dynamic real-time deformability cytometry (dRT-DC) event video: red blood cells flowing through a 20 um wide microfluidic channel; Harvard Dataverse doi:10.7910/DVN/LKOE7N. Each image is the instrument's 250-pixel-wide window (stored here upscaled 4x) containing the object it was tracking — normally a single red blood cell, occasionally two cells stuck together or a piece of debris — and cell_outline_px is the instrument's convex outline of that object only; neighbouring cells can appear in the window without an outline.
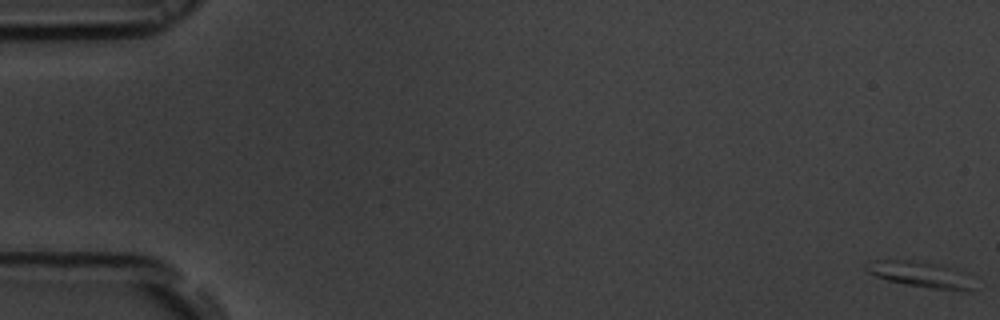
{"species": "common noctule bat (a hibernating species)", "species_latin": "Nyctalus noctula", "temperature_condition": "room temperature", "stored_images_in_passage": 52, "camera_frame_rate_fps": 3000, "um_per_image_px": 0.085, "animal": {"sex": "male", "body_mass_g": 19.5, "forearm_length_mm": 54.6}, "frame": {"image": 1, "passage_image": 1, "time_ms": 0.0, "image_size_px": [1000, 320], "cell_outline_px": [[972, 288], [932, 288], [908, 284], [888, 280], [876, 276], [868, 272], [864, 268], [864, 264], [876, 260], [916, 260], [948, 268]], "centroid_in_image_um": [77.84, 23.26], "position_along_channel_um": 7.2, "area_um2": 14.22}}
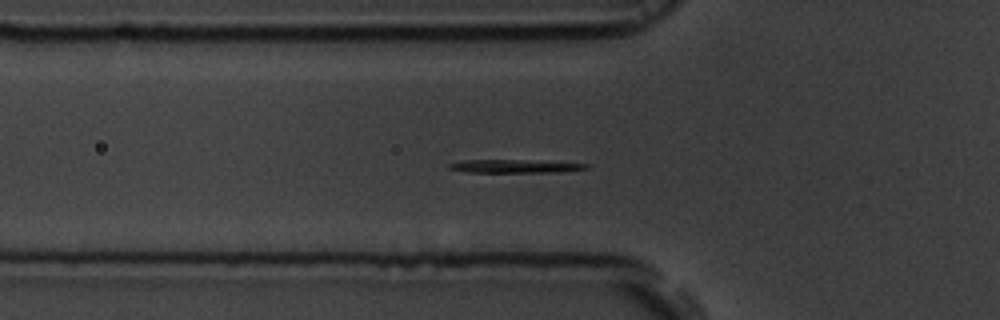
{"frame": {"image": 2, "passage_image": 20, "time_ms": 6.333, "image_size_px": [1000, 320], "cell_outline_px": [[588, 168], [552, 172], [468, 172], [448, 168], [448, 164], [464, 160], [520, 160], [588, 164]], "centroid_in_image_um": [43.67, 14.13], "position_along_channel_um": 82.1, "area_um2": 10.12}}
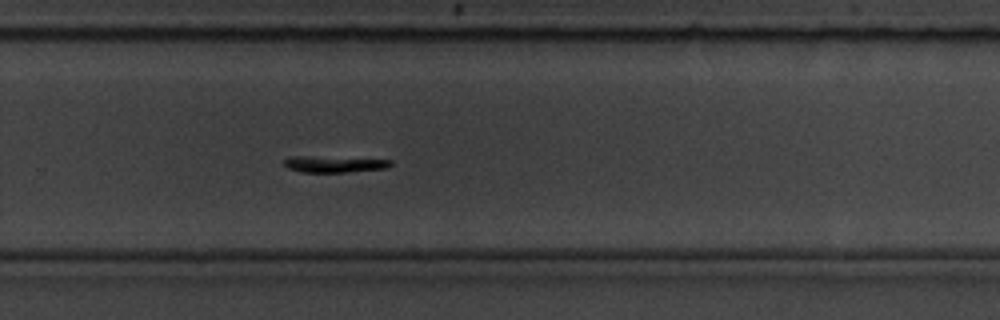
{"frame": {"image": 3, "passage_image": 38, "time_ms": 12.333, "image_size_px": [1000, 320], "cell_outline_px": [[392, 164], [388, 168], [348, 172], [300, 172], [288, 168], [284, 164], [284, 160], [288, 156], [308, 156], [392, 160]], "centroid_in_image_um": [28.38, 13.95], "position_along_channel_um": 301.4, "area_um2": 10.12}}